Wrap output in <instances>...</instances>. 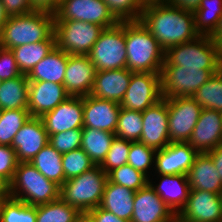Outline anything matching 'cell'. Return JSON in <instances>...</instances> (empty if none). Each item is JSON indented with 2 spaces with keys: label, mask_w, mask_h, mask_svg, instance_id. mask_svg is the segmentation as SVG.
Listing matches in <instances>:
<instances>
[{
  "label": "cell",
  "mask_w": 222,
  "mask_h": 222,
  "mask_svg": "<svg viewBox=\"0 0 222 222\" xmlns=\"http://www.w3.org/2000/svg\"><path fill=\"white\" fill-rule=\"evenodd\" d=\"M125 42L128 70L161 73L165 50L140 20L125 21Z\"/></svg>",
  "instance_id": "7a4b0ae2"
},
{
  "label": "cell",
  "mask_w": 222,
  "mask_h": 222,
  "mask_svg": "<svg viewBox=\"0 0 222 222\" xmlns=\"http://www.w3.org/2000/svg\"><path fill=\"white\" fill-rule=\"evenodd\" d=\"M218 71L182 68V66L177 65H162L160 73L162 97H191Z\"/></svg>",
  "instance_id": "9c48e42d"
},
{
  "label": "cell",
  "mask_w": 222,
  "mask_h": 222,
  "mask_svg": "<svg viewBox=\"0 0 222 222\" xmlns=\"http://www.w3.org/2000/svg\"><path fill=\"white\" fill-rule=\"evenodd\" d=\"M161 99L163 97L160 73L132 72L120 106L128 110L143 112Z\"/></svg>",
  "instance_id": "30bf717a"
},
{
  "label": "cell",
  "mask_w": 222,
  "mask_h": 222,
  "mask_svg": "<svg viewBox=\"0 0 222 222\" xmlns=\"http://www.w3.org/2000/svg\"><path fill=\"white\" fill-rule=\"evenodd\" d=\"M130 145L131 141L115 136L105 160L100 165L101 169L108 174L111 170L126 165Z\"/></svg>",
  "instance_id": "60d3db41"
},
{
  "label": "cell",
  "mask_w": 222,
  "mask_h": 222,
  "mask_svg": "<svg viewBox=\"0 0 222 222\" xmlns=\"http://www.w3.org/2000/svg\"><path fill=\"white\" fill-rule=\"evenodd\" d=\"M120 108L115 101L83 96V127L115 133Z\"/></svg>",
  "instance_id": "d6986e66"
},
{
  "label": "cell",
  "mask_w": 222,
  "mask_h": 222,
  "mask_svg": "<svg viewBox=\"0 0 222 222\" xmlns=\"http://www.w3.org/2000/svg\"><path fill=\"white\" fill-rule=\"evenodd\" d=\"M94 222H130L121 218H118L111 212H108L100 207H96L88 212Z\"/></svg>",
  "instance_id": "7dc6e473"
},
{
  "label": "cell",
  "mask_w": 222,
  "mask_h": 222,
  "mask_svg": "<svg viewBox=\"0 0 222 222\" xmlns=\"http://www.w3.org/2000/svg\"><path fill=\"white\" fill-rule=\"evenodd\" d=\"M70 95L63 84L29 81L27 109L31 117H42L64 102Z\"/></svg>",
  "instance_id": "7402d4cb"
},
{
  "label": "cell",
  "mask_w": 222,
  "mask_h": 222,
  "mask_svg": "<svg viewBox=\"0 0 222 222\" xmlns=\"http://www.w3.org/2000/svg\"><path fill=\"white\" fill-rule=\"evenodd\" d=\"M143 129L142 112L120 108L115 135L131 142H139Z\"/></svg>",
  "instance_id": "d590c367"
},
{
  "label": "cell",
  "mask_w": 222,
  "mask_h": 222,
  "mask_svg": "<svg viewBox=\"0 0 222 222\" xmlns=\"http://www.w3.org/2000/svg\"><path fill=\"white\" fill-rule=\"evenodd\" d=\"M33 11L55 14L59 7V0H30Z\"/></svg>",
  "instance_id": "c3c4849f"
},
{
  "label": "cell",
  "mask_w": 222,
  "mask_h": 222,
  "mask_svg": "<svg viewBox=\"0 0 222 222\" xmlns=\"http://www.w3.org/2000/svg\"><path fill=\"white\" fill-rule=\"evenodd\" d=\"M177 216L148 183L135 192L130 222H176Z\"/></svg>",
  "instance_id": "9a60e30c"
},
{
  "label": "cell",
  "mask_w": 222,
  "mask_h": 222,
  "mask_svg": "<svg viewBox=\"0 0 222 222\" xmlns=\"http://www.w3.org/2000/svg\"><path fill=\"white\" fill-rule=\"evenodd\" d=\"M73 222H94L92 216L88 212H79Z\"/></svg>",
  "instance_id": "db71d44e"
},
{
  "label": "cell",
  "mask_w": 222,
  "mask_h": 222,
  "mask_svg": "<svg viewBox=\"0 0 222 222\" xmlns=\"http://www.w3.org/2000/svg\"><path fill=\"white\" fill-rule=\"evenodd\" d=\"M134 195L135 191L107 180L99 207L118 218L130 221L133 215Z\"/></svg>",
  "instance_id": "484cf974"
},
{
  "label": "cell",
  "mask_w": 222,
  "mask_h": 222,
  "mask_svg": "<svg viewBox=\"0 0 222 222\" xmlns=\"http://www.w3.org/2000/svg\"><path fill=\"white\" fill-rule=\"evenodd\" d=\"M21 75L11 49L0 47V80H11Z\"/></svg>",
  "instance_id": "f6af8a7d"
},
{
  "label": "cell",
  "mask_w": 222,
  "mask_h": 222,
  "mask_svg": "<svg viewBox=\"0 0 222 222\" xmlns=\"http://www.w3.org/2000/svg\"><path fill=\"white\" fill-rule=\"evenodd\" d=\"M29 80L26 74L4 80L0 86V110L27 109Z\"/></svg>",
  "instance_id": "f1b7e54d"
},
{
  "label": "cell",
  "mask_w": 222,
  "mask_h": 222,
  "mask_svg": "<svg viewBox=\"0 0 222 222\" xmlns=\"http://www.w3.org/2000/svg\"><path fill=\"white\" fill-rule=\"evenodd\" d=\"M18 165L15 150L8 145H0V181L8 187Z\"/></svg>",
  "instance_id": "ee69618b"
},
{
  "label": "cell",
  "mask_w": 222,
  "mask_h": 222,
  "mask_svg": "<svg viewBox=\"0 0 222 222\" xmlns=\"http://www.w3.org/2000/svg\"><path fill=\"white\" fill-rule=\"evenodd\" d=\"M155 155L154 148L140 142H131L127 164L148 177L147 171L155 163Z\"/></svg>",
  "instance_id": "b9f144b4"
},
{
  "label": "cell",
  "mask_w": 222,
  "mask_h": 222,
  "mask_svg": "<svg viewBox=\"0 0 222 222\" xmlns=\"http://www.w3.org/2000/svg\"><path fill=\"white\" fill-rule=\"evenodd\" d=\"M139 20L165 51L200 36L195 27L194 13L166 2L145 4Z\"/></svg>",
  "instance_id": "6da1fadb"
},
{
  "label": "cell",
  "mask_w": 222,
  "mask_h": 222,
  "mask_svg": "<svg viewBox=\"0 0 222 222\" xmlns=\"http://www.w3.org/2000/svg\"><path fill=\"white\" fill-rule=\"evenodd\" d=\"M0 193H8V187H6L1 181H0Z\"/></svg>",
  "instance_id": "6f0895ef"
},
{
  "label": "cell",
  "mask_w": 222,
  "mask_h": 222,
  "mask_svg": "<svg viewBox=\"0 0 222 222\" xmlns=\"http://www.w3.org/2000/svg\"><path fill=\"white\" fill-rule=\"evenodd\" d=\"M49 143L41 117H30L13 138L11 147L18 162H30Z\"/></svg>",
  "instance_id": "e0dca14e"
},
{
  "label": "cell",
  "mask_w": 222,
  "mask_h": 222,
  "mask_svg": "<svg viewBox=\"0 0 222 222\" xmlns=\"http://www.w3.org/2000/svg\"><path fill=\"white\" fill-rule=\"evenodd\" d=\"M164 2L173 7L194 13L199 8L201 0H164Z\"/></svg>",
  "instance_id": "681fc988"
},
{
  "label": "cell",
  "mask_w": 222,
  "mask_h": 222,
  "mask_svg": "<svg viewBox=\"0 0 222 222\" xmlns=\"http://www.w3.org/2000/svg\"><path fill=\"white\" fill-rule=\"evenodd\" d=\"M222 14V0H201L194 12L195 27L201 36H210Z\"/></svg>",
  "instance_id": "d6a6232c"
},
{
  "label": "cell",
  "mask_w": 222,
  "mask_h": 222,
  "mask_svg": "<svg viewBox=\"0 0 222 222\" xmlns=\"http://www.w3.org/2000/svg\"><path fill=\"white\" fill-rule=\"evenodd\" d=\"M104 28L89 22H54L56 46L69 55H87Z\"/></svg>",
  "instance_id": "ba28073f"
},
{
  "label": "cell",
  "mask_w": 222,
  "mask_h": 222,
  "mask_svg": "<svg viewBox=\"0 0 222 222\" xmlns=\"http://www.w3.org/2000/svg\"><path fill=\"white\" fill-rule=\"evenodd\" d=\"M96 68L88 55H69L63 85L70 96H87L90 94Z\"/></svg>",
  "instance_id": "44dd1931"
},
{
  "label": "cell",
  "mask_w": 222,
  "mask_h": 222,
  "mask_svg": "<svg viewBox=\"0 0 222 222\" xmlns=\"http://www.w3.org/2000/svg\"><path fill=\"white\" fill-rule=\"evenodd\" d=\"M8 19H9V15L6 13L2 0H0V35L2 33L3 26L8 21Z\"/></svg>",
  "instance_id": "f5cc1de1"
},
{
  "label": "cell",
  "mask_w": 222,
  "mask_h": 222,
  "mask_svg": "<svg viewBox=\"0 0 222 222\" xmlns=\"http://www.w3.org/2000/svg\"><path fill=\"white\" fill-rule=\"evenodd\" d=\"M199 153L188 143H170L156 150L155 167L159 175H187Z\"/></svg>",
  "instance_id": "ac0fdd59"
},
{
  "label": "cell",
  "mask_w": 222,
  "mask_h": 222,
  "mask_svg": "<svg viewBox=\"0 0 222 222\" xmlns=\"http://www.w3.org/2000/svg\"><path fill=\"white\" fill-rule=\"evenodd\" d=\"M163 65H177L182 68L220 70L216 49L209 36H199L187 43L172 46L165 51Z\"/></svg>",
  "instance_id": "52a82bcc"
},
{
  "label": "cell",
  "mask_w": 222,
  "mask_h": 222,
  "mask_svg": "<svg viewBox=\"0 0 222 222\" xmlns=\"http://www.w3.org/2000/svg\"><path fill=\"white\" fill-rule=\"evenodd\" d=\"M47 179L61 186L65 182L62 154L49 143L29 162Z\"/></svg>",
  "instance_id": "4dcf8cb0"
},
{
  "label": "cell",
  "mask_w": 222,
  "mask_h": 222,
  "mask_svg": "<svg viewBox=\"0 0 222 222\" xmlns=\"http://www.w3.org/2000/svg\"><path fill=\"white\" fill-rule=\"evenodd\" d=\"M87 55L96 71L127 68L125 21L104 28Z\"/></svg>",
  "instance_id": "8992f818"
},
{
  "label": "cell",
  "mask_w": 222,
  "mask_h": 222,
  "mask_svg": "<svg viewBox=\"0 0 222 222\" xmlns=\"http://www.w3.org/2000/svg\"><path fill=\"white\" fill-rule=\"evenodd\" d=\"M37 206L29 205L10 196L3 202L0 222H36Z\"/></svg>",
  "instance_id": "8d00e7d4"
},
{
  "label": "cell",
  "mask_w": 222,
  "mask_h": 222,
  "mask_svg": "<svg viewBox=\"0 0 222 222\" xmlns=\"http://www.w3.org/2000/svg\"><path fill=\"white\" fill-rule=\"evenodd\" d=\"M9 16L24 15L33 12L30 0H2Z\"/></svg>",
  "instance_id": "bcb514c9"
},
{
  "label": "cell",
  "mask_w": 222,
  "mask_h": 222,
  "mask_svg": "<svg viewBox=\"0 0 222 222\" xmlns=\"http://www.w3.org/2000/svg\"><path fill=\"white\" fill-rule=\"evenodd\" d=\"M62 163L65 179L79 176L90 170L95 164L82 148L62 154Z\"/></svg>",
  "instance_id": "f35d334b"
},
{
  "label": "cell",
  "mask_w": 222,
  "mask_h": 222,
  "mask_svg": "<svg viewBox=\"0 0 222 222\" xmlns=\"http://www.w3.org/2000/svg\"><path fill=\"white\" fill-rule=\"evenodd\" d=\"M107 180L100 165H95L81 175L65 180L60 186V198L79 212H89L99 207Z\"/></svg>",
  "instance_id": "5b68a950"
},
{
  "label": "cell",
  "mask_w": 222,
  "mask_h": 222,
  "mask_svg": "<svg viewBox=\"0 0 222 222\" xmlns=\"http://www.w3.org/2000/svg\"><path fill=\"white\" fill-rule=\"evenodd\" d=\"M191 190H204L214 194L222 193V181L218 170L207 153H199L187 173Z\"/></svg>",
  "instance_id": "cb8c5ba5"
},
{
  "label": "cell",
  "mask_w": 222,
  "mask_h": 222,
  "mask_svg": "<svg viewBox=\"0 0 222 222\" xmlns=\"http://www.w3.org/2000/svg\"><path fill=\"white\" fill-rule=\"evenodd\" d=\"M144 4L152 3V2H164V0H141Z\"/></svg>",
  "instance_id": "680465c9"
},
{
  "label": "cell",
  "mask_w": 222,
  "mask_h": 222,
  "mask_svg": "<svg viewBox=\"0 0 222 222\" xmlns=\"http://www.w3.org/2000/svg\"><path fill=\"white\" fill-rule=\"evenodd\" d=\"M55 21L75 20L108 28L119 21L102 0H59Z\"/></svg>",
  "instance_id": "8fae6325"
},
{
  "label": "cell",
  "mask_w": 222,
  "mask_h": 222,
  "mask_svg": "<svg viewBox=\"0 0 222 222\" xmlns=\"http://www.w3.org/2000/svg\"><path fill=\"white\" fill-rule=\"evenodd\" d=\"M54 22V14L41 11L9 16L0 35V47L12 49L48 40L54 34Z\"/></svg>",
  "instance_id": "3957f363"
},
{
  "label": "cell",
  "mask_w": 222,
  "mask_h": 222,
  "mask_svg": "<svg viewBox=\"0 0 222 222\" xmlns=\"http://www.w3.org/2000/svg\"><path fill=\"white\" fill-rule=\"evenodd\" d=\"M56 46L55 34L48 40L12 48L19 70L28 74Z\"/></svg>",
  "instance_id": "83f0119b"
},
{
  "label": "cell",
  "mask_w": 222,
  "mask_h": 222,
  "mask_svg": "<svg viewBox=\"0 0 222 222\" xmlns=\"http://www.w3.org/2000/svg\"><path fill=\"white\" fill-rule=\"evenodd\" d=\"M119 21L139 20L145 4L141 0H102Z\"/></svg>",
  "instance_id": "ab89813d"
},
{
  "label": "cell",
  "mask_w": 222,
  "mask_h": 222,
  "mask_svg": "<svg viewBox=\"0 0 222 222\" xmlns=\"http://www.w3.org/2000/svg\"><path fill=\"white\" fill-rule=\"evenodd\" d=\"M212 41L216 49V59L222 69V36H216Z\"/></svg>",
  "instance_id": "816d5d0a"
},
{
  "label": "cell",
  "mask_w": 222,
  "mask_h": 222,
  "mask_svg": "<svg viewBox=\"0 0 222 222\" xmlns=\"http://www.w3.org/2000/svg\"><path fill=\"white\" fill-rule=\"evenodd\" d=\"M143 129L139 142L155 150L170 144L168 131V98L142 112Z\"/></svg>",
  "instance_id": "5bb4252c"
},
{
  "label": "cell",
  "mask_w": 222,
  "mask_h": 222,
  "mask_svg": "<svg viewBox=\"0 0 222 222\" xmlns=\"http://www.w3.org/2000/svg\"><path fill=\"white\" fill-rule=\"evenodd\" d=\"M114 133L94 128H82L81 148L95 165H101L115 138Z\"/></svg>",
  "instance_id": "f546056e"
},
{
  "label": "cell",
  "mask_w": 222,
  "mask_h": 222,
  "mask_svg": "<svg viewBox=\"0 0 222 222\" xmlns=\"http://www.w3.org/2000/svg\"><path fill=\"white\" fill-rule=\"evenodd\" d=\"M202 109L192 97L168 98L170 143L189 141Z\"/></svg>",
  "instance_id": "7c38bea8"
},
{
  "label": "cell",
  "mask_w": 222,
  "mask_h": 222,
  "mask_svg": "<svg viewBox=\"0 0 222 222\" xmlns=\"http://www.w3.org/2000/svg\"><path fill=\"white\" fill-rule=\"evenodd\" d=\"M79 211L61 198L47 204L37 205L36 222H73Z\"/></svg>",
  "instance_id": "e575fe53"
},
{
  "label": "cell",
  "mask_w": 222,
  "mask_h": 222,
  "mask_svg": "<svg viewBox=\"0 0 222 222\" xmlns=\"http://www.w3.org/2000/svg\"><path fill=\"white\" fill-rule=\"evenodd\" d=\"M176 222H222V196L204 190H190Z\"/></svg>",
  "instance_id": "4fadbf2b"
},
{
  "label": "cell",
  "mask_w": 222,
  "mask_h": 222,
  "mask_svg": "<svg viewBox=\"0 0 222 222\" xmlns=\"http://www.w3.org/2000/svg\"><path fill=\"white\" fill-rule=\"evenodd\" d=\"M159 176L162 178L157 186H154L150 180L149 184L177 216L184 208L191 190L187 175H158V177Z\"/></svg>",
  "instance_id": "d4e9b609"
},
{
  "label": "cell",
  "mask_w": 222,
  "mask_h": 222,
  "mask_svg": "<svg viewBox=\"0 0 222 222\" xmlns=\"http://www.w3.org/2000/svg\"><path fill=\"white\" fill-rule=\"evenodd\" d=\"M191 97L203 109L222 112V69L214 73Z\"/></svg>",
  "instance_id": "1f68e13d"
},
{
  "label": "cell",
  "mask_w": 222,
  "mask_h": 222,
  "mask_svg": "<svg viewBox=\"0 0 222 222\" xmlns=\"http://www.w3.org/2000/svg\"><path fill=\"white\" fill-rule=\"evenodd\" d=\"M82 129L67 130L49 135V144L63 154L81 148Z\"/></svg>",
  "instance_id": "7bdbcfd3"
},
{
  "label": "cell",
  "mask_w": 222,
  "mask_h": 222,
  "mask_svg": "<svg viewBox=\"0 0 222 222\" xmlns=\"http://www.w3.org/2000/svg\"><path fill=\"white\" fill-rule=\"evenodd\" d=\"M188 143L198 153H207L222 145V112L202 109Z\"/></svg>",
  "instance_id": "ffe728a7"
},
{
  "label": "cell",
  "mask_w": 222,
  "mask_h": 222,
  "mask_svg": "<svg viewBox=\"0 0 222 222\" xmlns=\"http://www.w3.org/2000/svg\"><path fill=\"white\" fill-rule=\"evenodd\" d=\"M207 154L211 157L222 181V145L215 147L211 151L207 152Z\"/></svg>",
  "instance_id": "f907efd6"
},
{
  "label": "cell",
  "mask_w": 222,
  "mask_h": 222,
  "mask_svg": "<svg viewBox=\"0 0 222 222\" xmlns=\"http://www.w3.org/2000/svg\"><path fill=\"white\" fill-rule=\"evenodd\" d=\"M67 61L68 54L55 46L46 57L33 67L27 74V78L29 81L63 84Z\"/></svg>",
  "instance_id": "4316f807"
},
{
  "label": "cell",
  "mask_w": 222,
  "mask_h": 222,
  "mask_svg": "<svg viewBox=\"0 0 222 222\" xmlns=\"http://www.w3.org/2000/svg\"><path fill=\"white\" fill-rule=\"evenodd\" d=\"M30 117L28 109L1 110L0 145L11 146L16 133Z\"/></svg>",
  "instance_id": "836d02e7"
},
{
  "label": "cell",
  "mask_w": 222,
  "mask_h": 222,
  "mask_svg": "<svg viewBox=\"0 0 222 222\" xmlns=\"http://www.w3.org/2000/svg\"><path fill=\"white\" fill-rule=\"evenodd\" d=\"M131 75L132 72L127 68L96 71L89 95L120 104L127 91Z\"/></svg>",
  "instance_id": "603a6c76"
},
{
  "label": "cell",
  "mask_w": 222,
  "mask_h": 222,
  "mask_svg": "<svg viewBox=\"0 0 222 222\" xmlns=\"http://www.w3.org/2000/svg\"><path fill=\"white\" fill-rule=\"evenodd\" d=\"M216 36H222V14L219 18L217 27L209 37L213 40Z\"/></svg>",
  "instance_id": "11a10c76"
},
{
  "label": "cell",
  "mask_w": 222,
  "mask_h": 222,
  "mask_svg": "<svg viewBox=\"0 0 222 222\" xmlns=\"http://www.w3.org/2000/svg\"><path fill=\"white\" fill-rule=\"evenodd\" d=\"M8 196L9 193H0V213H1L2 204L7 199Z\"/></svg>",
  "instance_id": "9f6ffc18"
},
{
  "label": "cell",
  "mask_w": 222,
  "mask_h": 222,
  "mask_svg": "<svg viewBox=\"0 0 222 222\" xmlns=\"http://www.w3.org/2000/svg\"><path fill=\"white\" fill-rule=\"evenodd\" d=\"M48 136L83 128V96H70L42 117Z\"/></svg>",
  "instance_id": "2e32d148"
},
{
  "label": "cell",
  "mask_w": 222,
  "mask_h": 222,
  "mask_svg": "<svg viewBox=\"0 0 222 222\" xmlns=\"http://www.w3.org/2000/svg\"><path fill=\"white\" fill-rule=\"evenodd\" d=\"M8 193L12 198L37 206L58 200L60 186L47 179L31 163L18 162Z\"/></svg>",
  "instance_id": "277c9868"
},
{
  "label": "cell",
  "mask_w": 222,
  "mask_h": 222,
  "mask_svg": "<svg viewBox=\"0 0 222 222\" xmlns=\"http://www.w3.org/2000/svg\"><path fill=\"white\" fill-rule=\"evenodd\" d=\"M107 179L109 182L127 187L135 192L149 183V177L129 164L111 170L107 174Z\"/></svg>",
  "instance_id": "74e56055"
}]
</instances>
